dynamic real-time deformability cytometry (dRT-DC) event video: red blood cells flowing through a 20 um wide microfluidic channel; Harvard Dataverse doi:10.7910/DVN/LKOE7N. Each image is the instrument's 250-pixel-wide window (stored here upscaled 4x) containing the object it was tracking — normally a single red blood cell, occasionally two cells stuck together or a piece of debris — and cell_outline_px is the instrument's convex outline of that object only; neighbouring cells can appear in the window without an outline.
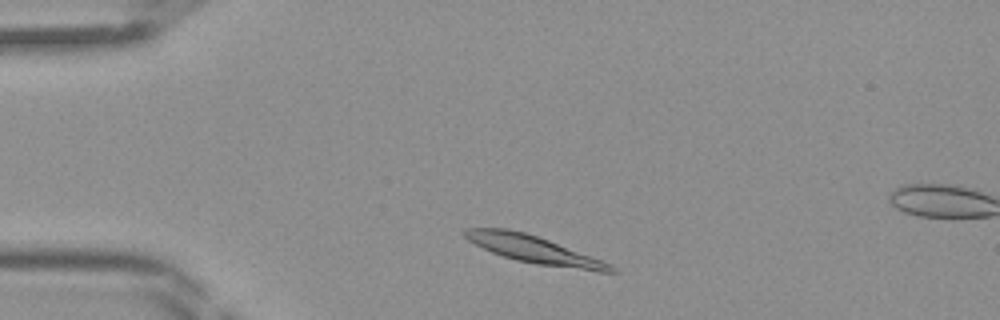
{"species": "Egyptian fruit bat (a non-hibernating species)", "species_latin": "Rousettus aegyptiacus", "temperature_condition": "room temperature", "stored_images_in_passage": 7, "camera_frame_rate_fps": 3000, "um_per_image_px": 0.085, "frame": {"image": 1, "passage_image": 3, "time_ms": 0.667, "image_size_px": [1000, 320], "cell_outline_px": [[620, 272], [600, 272], [536, 264], [516, 260], [492, 252], [468, 240], [464, 236], [464, 228], [508, 228], [524, 232], [548, 240], [612, 264]], "centroid_in_image_um": [45.41, 21.22], "position_along_channel_um": 39.6, "area_um2": 23.0}}